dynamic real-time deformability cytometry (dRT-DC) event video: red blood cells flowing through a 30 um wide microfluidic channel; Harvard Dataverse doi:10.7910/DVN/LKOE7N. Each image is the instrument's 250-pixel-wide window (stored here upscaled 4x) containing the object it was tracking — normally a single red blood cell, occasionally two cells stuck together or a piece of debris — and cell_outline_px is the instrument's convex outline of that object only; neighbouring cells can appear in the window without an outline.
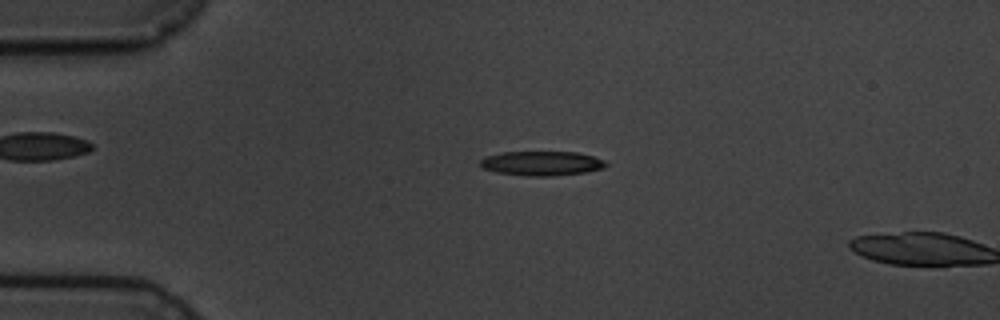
{"species": "common noctule bat (a hibernating species)", "species_latin": "Nyctalus noctula", "temperature_condition": "cold", "stored_images_in_passage": 4, "camera_frame_rate_fps": 3000, "um_per_image_px": 0.085, "animal": {"sex": "male", "body_mass_g": 19.5, "forearm_length_mm": 54.6}, "frame": {"image": 1, "passage_image": 3, "time_ms": 2.0, "image_size_px": [1000, 320], "cell_outline_px": [[608, 164], [604, 168], [584, 172], [552, 176], [524, 176], [496, 172], [484, 168], [480, 164], [480, 160], [484, 156], [500, 152], [576, 152], [592, 156], [604, 160]], "centroid_in_image_um": [46.02, 13.88], "position_along_channel_um": 39.0, "area_um2": 17.92}}